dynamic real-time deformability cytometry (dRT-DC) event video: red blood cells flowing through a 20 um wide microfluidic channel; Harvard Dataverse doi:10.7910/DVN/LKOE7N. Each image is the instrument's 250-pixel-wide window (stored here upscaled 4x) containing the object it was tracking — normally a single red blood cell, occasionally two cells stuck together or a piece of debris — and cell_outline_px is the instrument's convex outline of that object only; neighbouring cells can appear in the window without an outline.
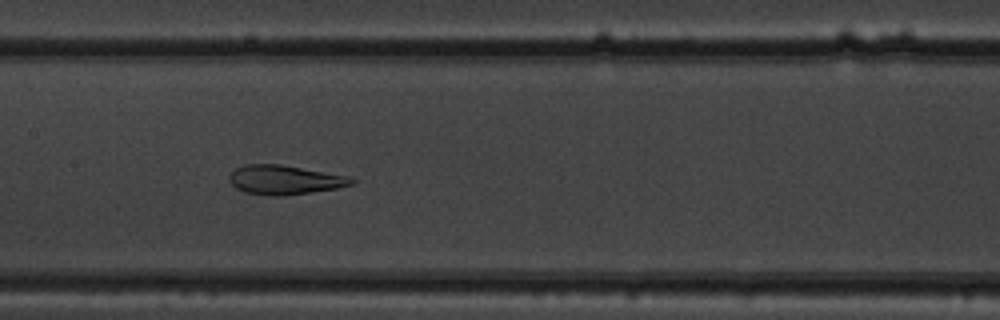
{"species": "common noctule bat (a hibernating species)", "species_latin": "Nyctalus noctula", "temperature_condition": "warm", "stored_images_in_passage": 46, "camera_frame_rate_fps": 3000, "um_per_image_px": 0.085, "animal": {"sex": "male", "body_mass_g": 19.5, "forearm_length_mm": 54.6}, "frame": {"image": 1, "passage_image": 19, "time_ms": 6.0, "image_size_px": [1000, 320], "cell_outline_px": [[356, 180], [352, 184], [336, 188], [284, 196], [272, 196], [244, 192], [236, 188], [228, 180], [228, 176], [236, 168], [244, 164], [280, 164], [352, 176]], "centroid_in_image_um": [24.2, 15.28], "position_along_channel_um": 183.2, "area_um2": 20.98}}
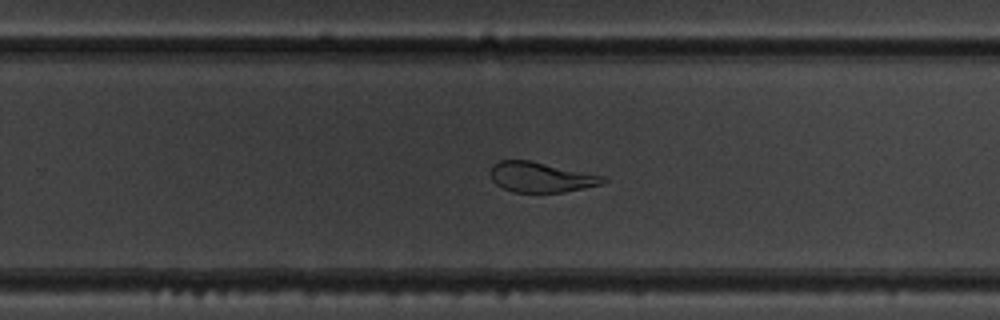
{"frame": {"image": 2, "passage_image": 27, "time_ms": 8.667, "image_size_px": [1000, 320], "cell_outline_px": [[608, 180], [600, 184], [584, 188], [564, 192], [512, 192], [496, 184], [492, 180], [492, 164], [500, 160], [528, 160], [608, 176]], "centroid_in_image_um": [46.02, 15.06], "position_along_channel_um": 283.8, "area_um2": 19.77}}
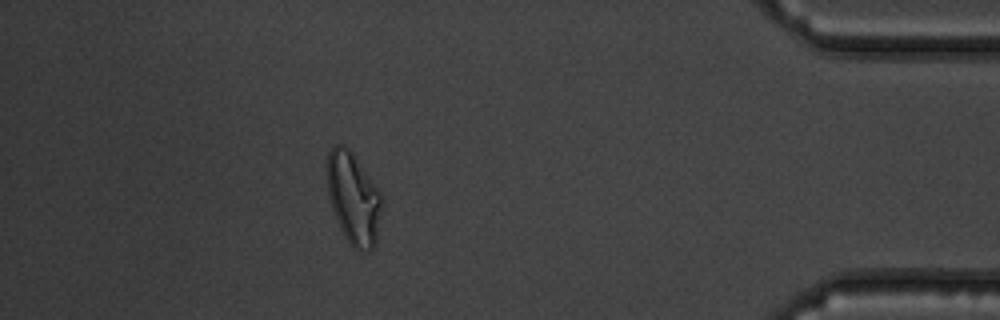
{"frame": {"image": 3, "passage_image": 40, "time_ms": 13.0, "image_size_px": [1000, 320], "cell_outline_px": [[380, 208], [376, 244], [368, 252], [356, 252], [352, 248], [344, 236], [340, 228], [332, 208], [328, 196], [324, 172], [328, 152], [336, 144], [344, 144], [352, 152], [380, 192]], "centroid_in_image_um": [29.98, 16.86], "position_along_channel_um": 405.2, "area_um2": 29.48}, "authors_computed_cell_mechanics": {"area_um2": 25.1719, "velocity_mm_per_s": 3.8009, "shape_relaxation_time_tau1_ms": 9.2437, "shape_relaxation_time_tau2_ms": 2.0597, "deformation_change_tau1": 0.2265, "deformation_change_tau2": 0.0738}}